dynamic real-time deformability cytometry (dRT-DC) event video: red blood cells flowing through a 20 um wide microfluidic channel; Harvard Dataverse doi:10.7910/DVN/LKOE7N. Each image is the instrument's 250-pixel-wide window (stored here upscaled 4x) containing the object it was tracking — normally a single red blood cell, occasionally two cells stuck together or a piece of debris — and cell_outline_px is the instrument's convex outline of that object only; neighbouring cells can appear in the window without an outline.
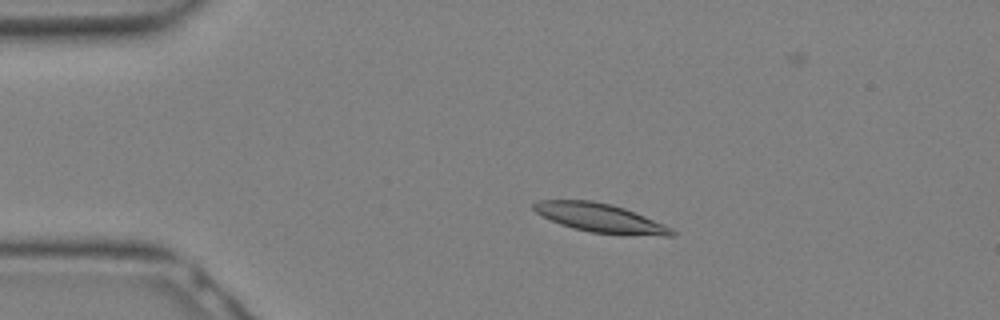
{"species": "Egyptian fruit bat (a non-hibernating species)", "species_latin": "Rousettus aegyptiacus", "temperature_condition": "warm", "stored_images_in_passage": 17, "camera_frame_rate_fps": 3000, "um_per_image_px": 0.085, "animal": {"sex": "female"}, "frame": {"image": 1, "passage_image": 5, "time_ms": 1.333, "image_size_px": [1000, 320], "cell_outline_px": [[676, 232], [672, 236], [664, 236], [592, 232], [572, 228], [560, 224], [536, 212], [532, 208], [532, 204], [540, 200], [592, 200], [612, 204], [624, 208], [644, 216], [672, 228]], "centroid_in_image_um": [51.0, 18.51], "position_along_channel_um": 34.0, "area_um2": 22.77}}
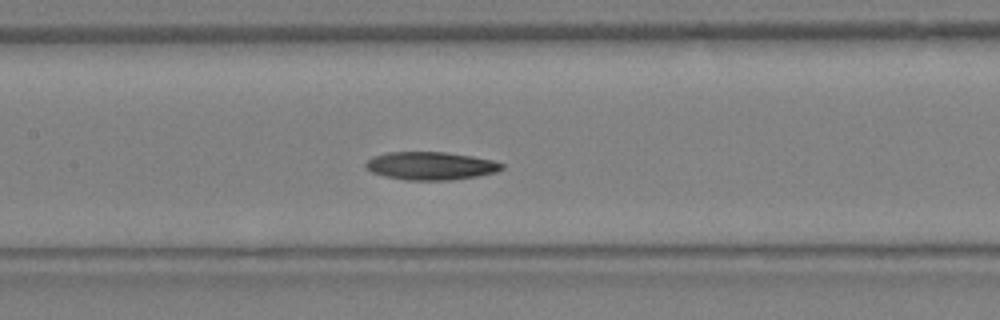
{"frame": {"image": 2, "passage_image": 13, "time_ms": 4.0, "image_size_px": [1000, 320], "cell_outline_px": [[504, 168], [496, 172], [476, 176], [452, 180], [404, 180], [372, 172], [364, 164], [368, 160], [376, 156], [388, 152], [444, 152], [472, 156], [492, 160], [504, 164]], "centroid_in_image_um": [36.65, 14.09], "position_along_channel_um": 170.7, "area_um2": 21.96}}
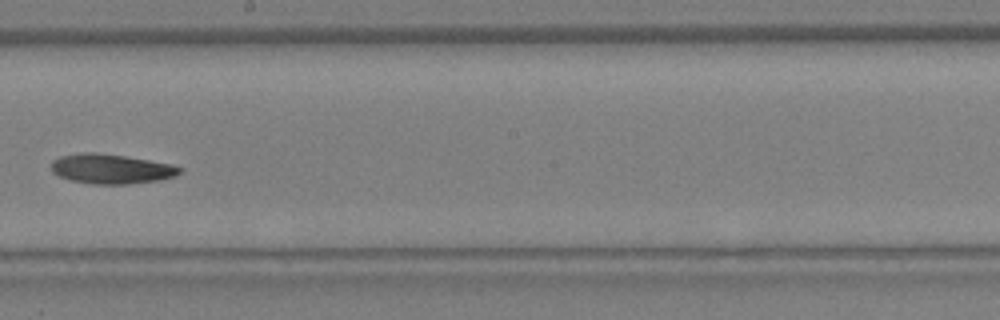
{"frame": {"image": 3, "passage_image": 16, "time_ms": 5.0, "image_size_px": [1000, 320], "cell_outline_px": [[184, 168], [180, 172], [172, 176], [160, 180], [128, 184], [92, 184], [72, 180], [60, 176], [52, 172], [52, 160], [60, 156], [80, 152], [96, 152], [124, 156], [172, 164]], "centroid_in_image_um": [9.44, 14.35], "position_along_channel_um": 238.8, "area_um2": 22.14}}